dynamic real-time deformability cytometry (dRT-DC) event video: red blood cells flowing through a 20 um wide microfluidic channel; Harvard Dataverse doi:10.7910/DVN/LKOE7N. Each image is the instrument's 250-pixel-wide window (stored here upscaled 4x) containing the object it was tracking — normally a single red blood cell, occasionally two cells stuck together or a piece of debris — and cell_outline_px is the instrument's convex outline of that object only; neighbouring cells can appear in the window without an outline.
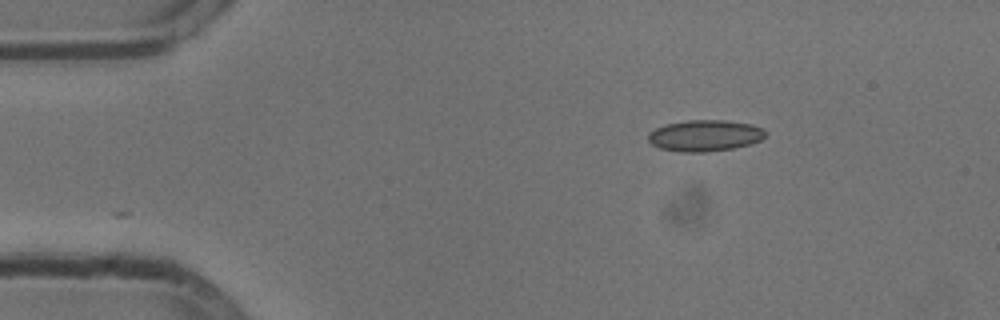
{"species": "common noctule bat (a hibernating species)", "species_latin": "Nyctalus noctula", "temperature_condition": "cold", "stored_images_in_passage": 46, "camera_frame_rate_fps": 3000, "um_per_image_px": 0.085, "animal": {"sex": "male", "body_mass_g": 13.3}, "frame": {"image": 1, "passage_image": 1, "time_ms": 0.0, "image_size_px": [1000, 320], "cell_outline_px": [[764, 136], [760, 140], [752, 144], [732, 148], [704, 152], [680, 152], [660, 148], [652, 144], [648, 140], [648, 132], [664, 124], [688, 120], [724, 120], [752, 124], [764, 128]], "centroid_in_image_um": [59.9, 11.52], "position_along_channel_um": 25.1, "area_um2": 21.44}}
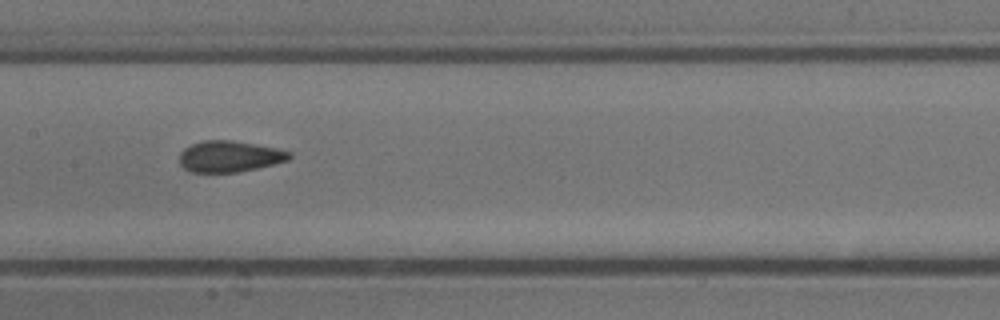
{"frame": {"image": 2, "passage_image": 19, "time_ms": 6.0, "image_size_px": [1000, 320], "cell_outline_px": [[292, 156], [288, 160], [256, 168], [236, 172], [192, 172], [184, 168], [180, 164], [180, 152], [184, 148], [192, 144], [204, 140], [232, 140], [280, 148], [292, 152]], "centroid_in_image_um": [19.53, 13.28], "position_along_channel_um": 187.9, "area_um2": 20.0}}
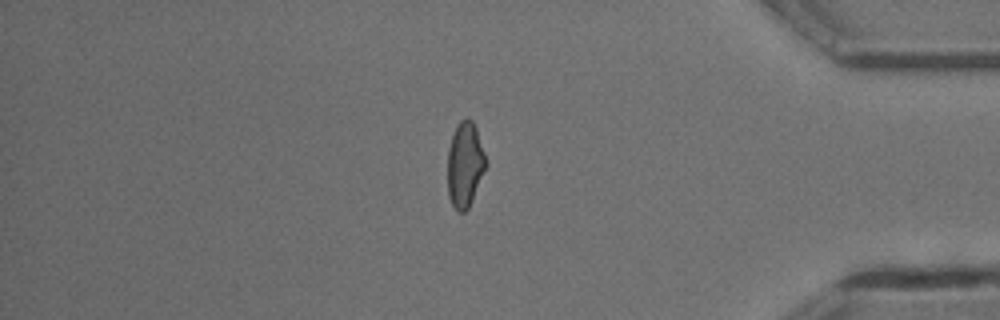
{"frame": {"image": 3, "passage_image": 38, "time_ms": 12.333, "image_size_px": [1000, 320], "cell_outline_px": [[488, 164], [472, 200], [468, 208], [464, 212], [456, 212], [448, 196], [448, 148], [452, 136], [460, 120], [468, 116], [472, 120], [476, 128]], "centroid_in_image_um": [39.52, 14.0], "position_along_channel_um": 395.7, "area_um2": 19.07}, "authors_computed_cell_mechanics": {"area_um2": 19.9121, "velocity_mm_per_s": 3.8007, "shape_relaxation_time_tau1_ms": 5.995, "shape_relaxation_time_tau2_ms": 1.6649, "deformation_change_tau1": 0.1174, "deformation_change_tau2": 0.0798}}